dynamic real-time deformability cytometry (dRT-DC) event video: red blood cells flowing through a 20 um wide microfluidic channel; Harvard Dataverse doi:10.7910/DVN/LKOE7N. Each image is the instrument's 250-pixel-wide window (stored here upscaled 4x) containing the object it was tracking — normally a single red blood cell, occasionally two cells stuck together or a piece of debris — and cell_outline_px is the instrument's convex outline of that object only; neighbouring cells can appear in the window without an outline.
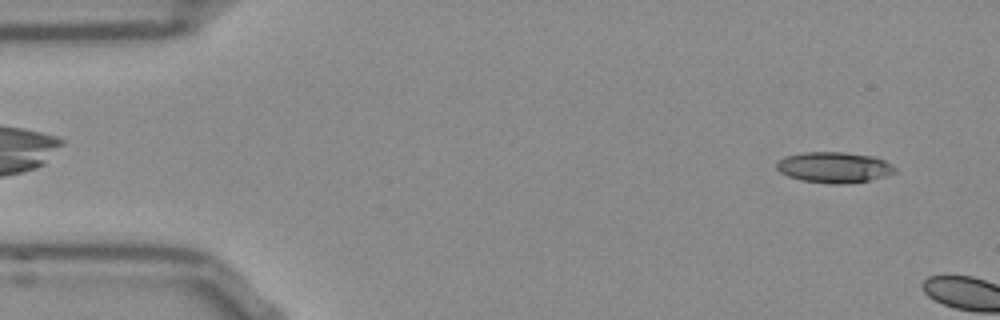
{"species": "Egyptian fruit bat (a non-hibernating species)", "species_latin": "Rousettus aegyptiacus", "temperature_condition": "room temperature", "stored_images_in_passage": 6, "camera_frame_rate_fps": 3000, "um_per_image_px": 0.085, "frame": {"image": 1, "passage_image": 3, "time_ms": 0.667, "image_size_px": [1000, 320], "cell_outline_px": [[896, 172], [868, 180], [844, 184], [832, 184], [800, 180], [788, 176], [780, 172], [776, 168], [776, 164], [784, 156], [804, 152], [844, 152], [872, 156], [884, 160], [892, 164], [896, 168]], "centroid_in_image_um": [70.87, 14.22], "position_along_channel_um": 14.1, "area_um2": 21.15}}